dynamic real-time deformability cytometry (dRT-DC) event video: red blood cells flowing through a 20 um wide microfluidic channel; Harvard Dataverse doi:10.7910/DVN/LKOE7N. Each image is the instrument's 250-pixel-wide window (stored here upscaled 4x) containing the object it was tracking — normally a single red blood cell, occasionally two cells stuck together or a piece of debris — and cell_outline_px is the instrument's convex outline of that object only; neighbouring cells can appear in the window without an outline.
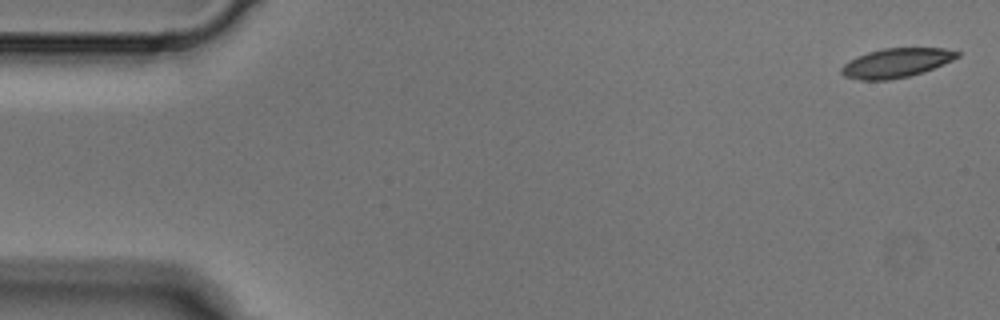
{"species": "Egyptian fruit bat (a non-hibernating species)", "species_latin": "Rousettus aegyptiacus", "temperature_condition": "cold", "stored_images_in_passage": 6, "camera_frame_rate_fps": 3000, "um_per_image_px": 0.085, "animal": {"sex": "male"}, "frame": {"image": 1, "passage_image": 1, "time_ms": 0.0, "image_size_px": [1000, 320], "cell_outline_px": [[960, 56], [952, 60], [924, 72], [908, 76], [888, 80], [860, 80], [844, 76], [840, 72], [840, 68], [844, 64], [856, 56], [868, 52], [884, 48], [944, 48], [960, 52]], "centroid_in_image_um": [76.16, 5.34], "position_along_channel_um": 8.8, "area_um2": 19.71}}
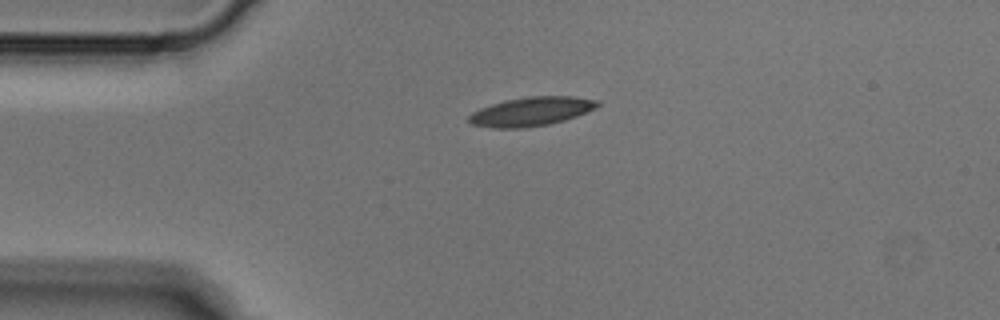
{"frame": {"image": 2, "passage_image": 4, "time_ms": 1.0, "image_size_px": [1000, 320], "cell_outline_px": [[600, 104], [596, 108], [576, 116], [564, 120], [548, 124], [524, 128], [492, 128], [472, 124], [468, 120], [468, 116], [472, 112], [480, 108], [504, 100], [528, 96], [572, 96], [600, 100]], "centroid_in_image_um": [45.16, 9.47], "position_along_channel_um": 39.8, "area_um2": 21.73}}
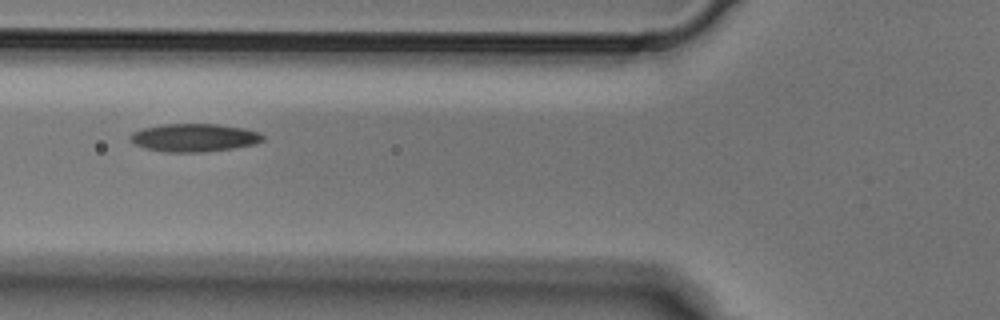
{"frame": {"image": 3, "passage_image": 6, "time_ms": 1.667, "image_size_px": [1000, 320], "cell_outline_px": [[264, 140], [256, 144], [232, 148], [204, 152], [164, 152], [144, 148], [136, 144], [128, 136], [132, 132], [144, 128], [164, 124], [216, 124], [244, 128], [260, 132], [264, 136]], "centroid_in_image_um": [16.53, 11.7], "position_along_channel_um": 109.3, "area_um2": 21.68}}